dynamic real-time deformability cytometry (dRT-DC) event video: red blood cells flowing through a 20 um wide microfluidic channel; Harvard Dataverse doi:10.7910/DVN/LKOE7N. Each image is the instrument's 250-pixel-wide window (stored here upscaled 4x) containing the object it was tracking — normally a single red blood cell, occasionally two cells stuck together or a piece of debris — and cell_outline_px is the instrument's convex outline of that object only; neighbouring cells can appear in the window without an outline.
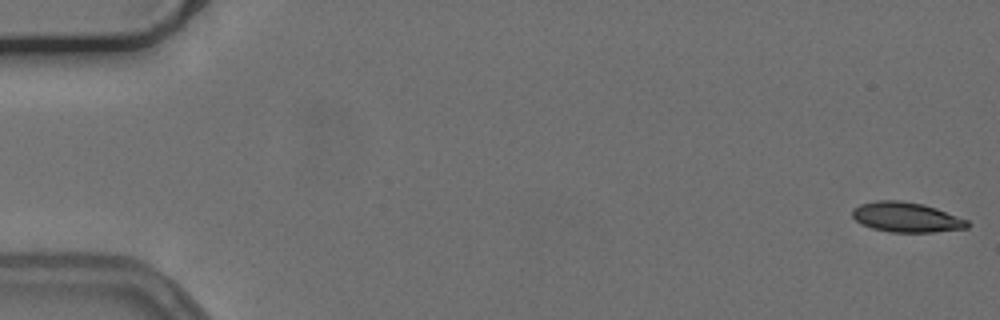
{"species": "common noctule bat (a hibernating species)", "species_latin": "Nyctalus noctula", "temperature_condition": "cold", "stored_images_in_passage": 55, "camera_frame_rate_fps": 3000, "um_per_image_px": 0.085, "animal": {"sex": "female", "body_mass_g": 24.6, "forearm_length_mm": 56.2}, "frame": {"image": 1, "passage_image": 1, "time_ms": 0.0, "image_size_px": [1000, 320], "cell_outline_px": [[972, 224], [968, 228], [932, 232], [892, 232], [872, 228], [860, 224], [852, 216], [852, 208], [860, 204], [876, 200], [900, 200], [924, 204], [936, 208], [968, 220]], "centroid_in_image_um": [77.04, 18.46], "position_along_channel_um": 8.0, "area_um2": 20.23}}
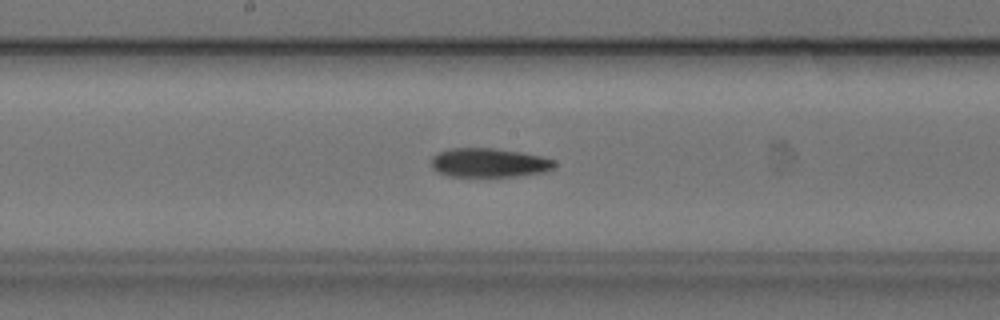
{"frame": {"image": 2, "passage_image": 29, "time_ms": 9.333, "image_size_px": [1000, 320], "cell_outline_px": [[556, 164], [552, 168], [544, 172], [516, 176], [448, 176], [436, 172], [432, 168], [432, 156], [436, 152], [448, 148], [492, 148], [520, 152], [540, 156], [556, 160]], "centroid_in_image_um": [41.52, 13.82], "position_along_channel_um": 206.7, "area_um2": 20.92}}
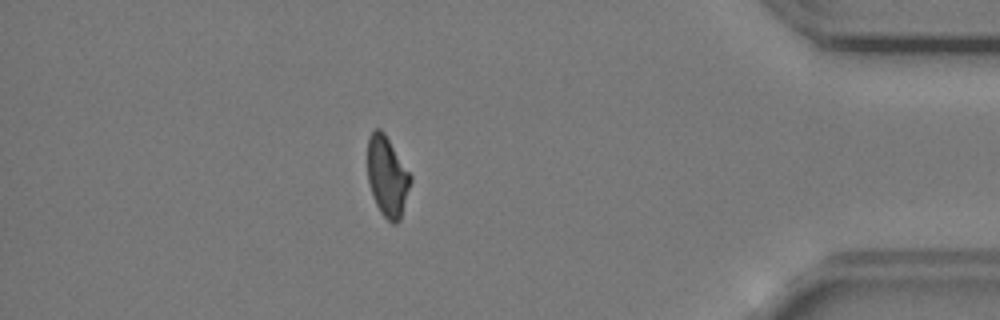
{"frame": {"image": 3, "passage_image": 48, "time_ms": 15.667, "image_size_px": [1000, 320], "cell_outline_px": [[412, 180], [400, 220], [396, 224], [392, 224], [380, 212], [372, 196], [368, 180], [368, 136], [376, 128], [380, 128], [384, 132], [412, 176]], "centroid_in_image_um": [32.92, 15.01], "position_along_channel_um": 402.3, "area_um2": 20.11}}